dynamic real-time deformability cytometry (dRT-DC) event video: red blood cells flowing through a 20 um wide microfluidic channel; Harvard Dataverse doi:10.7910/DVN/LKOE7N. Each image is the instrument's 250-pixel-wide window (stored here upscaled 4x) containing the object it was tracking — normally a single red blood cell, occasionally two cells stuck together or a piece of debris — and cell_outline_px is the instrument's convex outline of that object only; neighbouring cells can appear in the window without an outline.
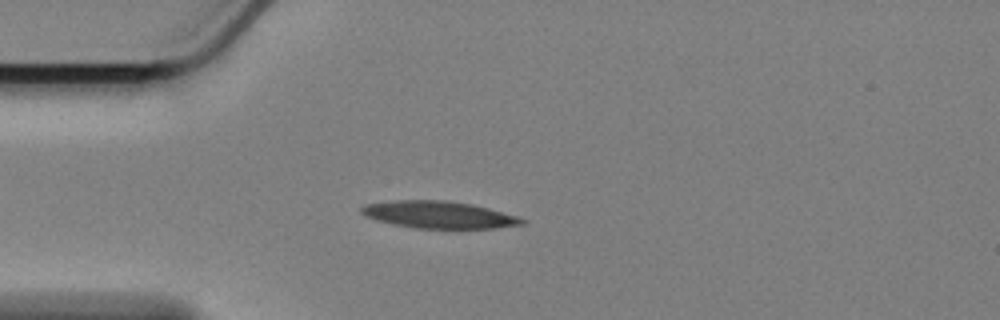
{"species": "Egyptian fruit bat (a non-hibernating species)", "species_latin": "Rousettus aegyptiacus", "temperature_condition": "cold", "stored_images_in_passage": 7, "camera_frame_rate_fps": 3000, "um_per_image_px": 0.085, "animal": {"sex": "female"}, "frame": {"image": 1, "passage_image": 1, "time_ms": 0.0, "image_size_px": [1000, 320], "cell_outline_px": [[524, 224], [492, 228], [416, 228], [392, 224], [376, 220], [360, 212], [360, 208], [364, 204], [396, 200], [448, 200], [472, 204], [488, 208], [516, 216], [524, 220]], "centroid_in_image_um": [37.25, 18.24], "position_along_channel_um": 47.7, "area_um2": 25.14}}
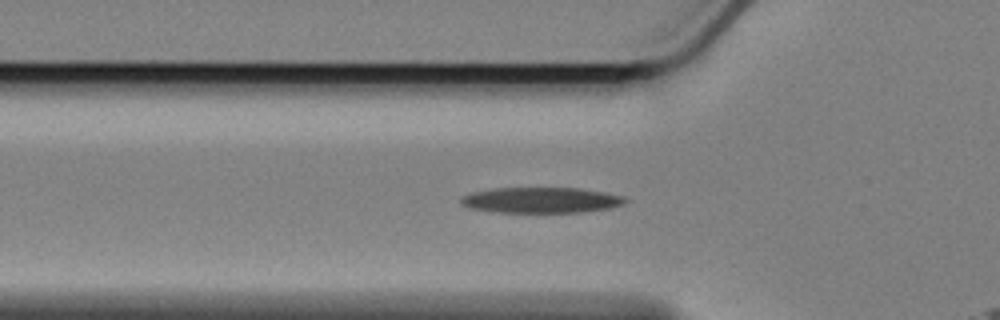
{"frame": {"image": 2, "passage_image": 5, "time_ms": 1.333, "image_size_px": [1000, 320], "cell_outline_px": [[628, 200], [624, 204], [612, 208], [584, 212], [492, 212], [468, 208], [460, 204], [460, 196], [468, 192], [492, 188], [576, 188], [604, 192], [624, 196]], "centroid_in_image_um": [45.94, 17.01], "position_along_channel_um": 79.9, "area_um2": 24.97}}